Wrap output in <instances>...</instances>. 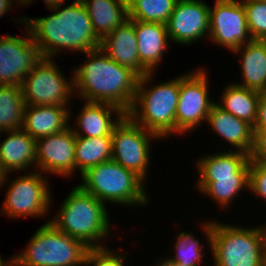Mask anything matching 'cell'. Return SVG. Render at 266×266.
<instances>
[{
	"mask_svg": "<svg viewBox=\"0 0 266 266\" xmlns=\"http://www.w3.org/2000/svg\"><path fill=\"white\" fill-rule=\"evenodd\" d=\"M197 181H216V178H249L250 156L244 152L228 150L201 156L195 164Z\"/></svg>",
	"mask_w": 266,
	"mask_h": 266,
	"instance_id": "obj_18",
	"label": "cell"
},
{
	"mask_svg": "<svg viewBox=\"0 0 266 266\" xmlns=\"http://www.w3.org/2000/svg\"><path fill=\"white\" fill-rule=\"evenodd\" d=\"M43 1L49 10V9L54 8V7L65 5L66 0H43Z\"/></svg>",
	"mask_w": 266,
	"mask_h": 266,
	"instance_id": "obj_37",
	"label": "cell"
},
{
	"mask_svg": "<svg viewBox=\"0 0 266 266\" xmlns=\"http://www.w3.org/2000/svg\"><path fill=\"white\" fill-rule=\"evenodd\" d=\"M140 64L149 72L155 73L163 61L164 53L171 42L165 24L134 20ZM166 50V51H165Z\"/></svg>",
	"mask_w": 266,
	"mask_h": 266,
	"instance_id": "obj_20",
	"label": "cell"
},
{
	"mask_svg": "<svg viewBox=\"0 0 266 266\" xmlns=\"http://www.w3.org/2000/svg\"><path fill=\"white\" fill-rule=\"evenodd\" d=\"M87 60L72 71L74 96L85 102L109 103L127 113L140 76L109 58L100 48L85 53Z\"/></svg>",
	"mask_w": 266,
	"mask_h": 266,
	"instance_id": "obj_1",
	"label": "cell"
},
{
	"mask_svg": "<svg viewBox=\"0 0 266 266\" xmlns=\"http://www.w3.org/2000/svg\"><path fill=\"white\" fill-rule=\"evenodd\" d=\"M171 42L192 45L210 31V5L203 0H178L166 23Z\"/></svg>",
	"mask_w": 266,
	"mask_h": 266,
	"instance_id": "obj_15",
	"label": "cell"
},
{
	"mask_svg": "<svg viewBox=\"0 0 266 266\" xmlns=\"http://www.w3.org/2000/svg\"><path fill=\"white\" fill-rule=\"evenodd\" d=\"M178 0H136L128 7V19L157 22H168Z\"/></svg>",
	"mask_w": 266,
	"mask_h": 266,
	"instance_id": "obj_30",
	"label": "cell"
},
{
	"mask_svg": "<svg viewBox=\"0 0 266 266\" xmlns=\"http://www.w3.org/2000/svg\"><path fill=\"white\" fill-rule=\"evenodd\" d=\"M196 188L216 202L220 209H229L230 204L244 190H249V178H216V181H197ZM242 190V191H241Z\"/></svg>",
	"mask_w": 266,
	"mask_h": 266,
	"instance_id": "obj_27",
	"label": "cell"
},
{
	"mask_svg": "<svg viewBox=\"0 0 266 266\" xmlns=\"http://www.w3.org/2000/svg\"><path fill=\"white\" fill-rule=\"evenodd\" d=\"M253 132V148L249 155L250 162H261L266 164V130Z\"/></svg>",
	"mask_w": 266,
	"mask_h": 266,
	"instance_id": "obj_34",
	"label": "cell"
},
{
	"mask_svg": "<svg viewBox=\"0 0 266 266\" xmlns=\"http://www.w3.org/2000/svg\"><path fill=\"white\" fill-rule=\"evenodd\" d=\"M76 135L71 126L62 132L36 139V170L47 175L72 178L76 173Z\"/></svg>",
	"mask_w": 266,
	"mask_h": 266,
	"instance_id": "obj_14",
	"label": "cell"
},
{
	"mask_svg": "<svg viewBox=\"0 0 266 266\" xmlns=\"http://www.w3.org/2000/svg\"><path fill=\"white\" fill-rule=\"evenodd\" d=\"M49 221L61 232L84 242L89 248L105 247L112 233L107 207L79 185L72 188ZM104 242V243H103Z\"/></svg>",
	"mask_w": 266,
	"mask_h": 266,
	"instance_id": "obj_4",
	"label": "cell"
},
{
	"mask_svg": "<svg viewBox=\"0 0 266 266\" xmlns=\"http://www.w3.org/2000/svg\"><path fill=\"white\" fill-rule=\"evenodd\" d=\"M15 3L13 0H0V18L8 12Z\"/></svg>",
	"mask_w": 266,
	"mask_h": 266,
	"instance_id": "obj_36",
	"label": "cell"
},
{
	"mask_svg": "<svg viewBox=\"0 0 266 266\" xmlns=\"http://www.w3.org/2000/svg\"><path fill=\"white\" fill-rule=\"evenodd\" d=\"M10 258L11 259L7 258L6 260H4V258H2L1 255H0V266H13V264H14V256H12Z\"/></svg>",
	"mask_w": 266,
	"mask_h": 266,
	"instance_id": "obj_38",
	"label": "cell"
},
{
	"mask_svg": "<svg viewBox=\"0 0 266 266\" xmlns=\"http://www.w3.org/2000/svg\"><path fill=\"white\" fill-rule=\"evenodd\" d=\"M70 109L68 105H25L22 129L34 139L62 132L70 126Z\"/></svg>",
	"mask_w": 266,
	"mask_h": 266,
	"instance_id": "obj_21",
	"label": "cell"
},
{
	"mask_svg": "<svg viewBox=\"0 0 266 266\" xmlns=\"http://www.w3.org/2000/svg\"><path fill=\"white\" fill-rule=\"evenodd\" d=\"M6 174L4 173L3 169H2V164L0 161V180L5 176Z\"/></svg>",
	"mask_w": 266,
	"mask_h": 266,
	"instance_id": "obj_42",
	"label": "cell"
},
{
	"mask_svg": "<svg viewBox=\"0 0 266 266\" xmlns=\"http://www.w3.org/2000/svg\"><path fill=\"white\" fill-rule=\"evenodd\" d=\"M88 250L84 242L47 221L36 230L25 249L14 255L13 266H85Z\"/></svg>",
	"mask_w": 266,
	"mask_h": 266,
	"instance_id": "obj_7",
	"label": "cell"
},
{
	"mask_svg": "<svg viewBox=\"0 0 266 266\" xmlns=\"http://www.w3.org/2000/svg\"><path fill=\"white\" fill-rule=\"evenodd\" d=\"M210 6L208 38L230 52L253 40L241 0H216Z\"/></svg>",
	"mask_w": 266,
	"mask_h": 266,
	"instance_id": "obj_13",
	"label": "cell"
},
{
	"mask_svg": "<svg viewBox=\"0 0 266 266\" xmlns=\"http://www.w3.org/2000/svg\"><path fill=\"white\" fill-rule=\"evenodd\" d=\"M266 200V164L261 162H250L249 190Z\"/></svg>",
	"mask_w": 266,
	"mask_h": 266,
	"instance_id": "obj_33",
	"label": "cell"
},
{
	"mask_svg": "<svg viewBox=\"0 0 266 266\" xmlns=\"http://www.w3.org/2000/svg\"><path fill=\"white\" fill-rule=\"evenodd\" d=\"M112 137H82L76 136L75 163L80 175L89 168L111 160Z\"/></svg>",
	"mask_w": 266,
	"mask_h": 266,
	"instance_id": "obj_26",
	"label": "cell"
},
{
	"mask_svg": "<svg viewBox=\"0 0 266 266\" xmlns=\"http://www.w3.org/2000/svg\"><path fill=\"white\" fill-rule=\"evenodd\" d=\"M115 118H114V116ZM126 115L118 106L109 103L86 102L71 126L76 136H111L113 128ZM113 116V117H112Z\"/></svg>",
	"mask_w": 266,
	"mask_h": 266,
	"instance_id": "obj_17",
	"label": "cell"
},
{
	"mask_svg": "<svg viewBox=\"0 0 266 266\" xmlns=\"http://www.w3.org/2000/svg\"><path fill=\"white\" fill-rule=\"evenodd\" d=\"M111 137V159L147 182L146 176L152 158L151 142L161 138L133 122L127 115L113 128Z\"/></svg>",
	"mask_w": 266,
	"mask_h": 266,
	"instance_id": "obj_11",
	"label": "cell"
},
{
	"mask_svg": "<svg viewBox=\"0 0 266 266\" xmlns=\"http://www.w3.org/2000/svg\"><path fill=\"white\" fill-rule=\"evenodd\" d=\"M31 171L10 179L0 209L2 215L12 219L25 217L35 219L49 215V210L52 208V194L48 175L37 170Z\"/></svg>",
	"mask_w": 266,
	"mask_h": 266,
	"instance_id": "obj_8",
	"label": "cell"
},
{
	"mask_svg": "<svg viewBox=\"0 0 266 266\" xmlns=\"http://www.w3.org/2000/svg\"><path fill=\"white\" fill-rule=\"evenodd\" d=\"M3 133L7 136L0 141V161L6 174L0 180V189L2 190L4 185L7 186L6 181L9 180L10 174L16 171L26 172V169L29 170L31 166V169L36 171V139L23 129L4 131Z\"/></svg>",
	"mask_w": 266,
	"mask_h": 266,
	"instance_id": "obj_16",
	"label": "cell"
},
{
	"mask_svg": "<svg viewBox=\"0 0 266 266\" xmlns=\"http://www.w3.org/2000/svg\"><path fill=\"white\" fill-rule=\"evenodd\" d=\"M206 123H209L211 129L234 148L230 147L228 150L236 149L250 155L254 132L249 123L228 113L217 102L211 107Z\"/></svg>",
	"mask_w": 266,
	"mask_h": 266,
	"instance_id": "obj_22",
	"label": "cell"
},
{
	"mask_svg": "<svg viewBox=\"0 0 266 266\" xmlns=\"http://www.w3.org/2000/svg\"><path fill=\"white\" fill-rule=\"evenodd\" d=\"M117 252V253H116ZM105 247L89 248L86 255L85 266H125V255L118 250Z\"/></svg>",
	"mask_w": 266,
	"mask_h": 266,
	"instance_id": "obj_32",
	"label": "cell"
},
{
	"mask_svg": "<svg viewBox=\"0 0 266 266\" xmlns=\"http://www.w3.org/2000/svg\"><path fill=\"white\" fill-rule=\"evenodd\" d=\"M266 130V92L260 94L258 102L257 119L253 126V131Z\"/></svg>",
	"mask_w": 266,
	"mask_h": 266,
	"instance_id": "obj_35",
	"label": "cell"
},
{
	"mask_svg": "<svg viewBox=\"0 0 266 266\" xmlns=\"http://www.w3.org/2000/svg\"><path fill=\"white\" fill-rule=\"evenodd\" d=\"M249 32L254 40H266V0H241Z\"/></svg>",
	"mask_w": 266,
	"mask_h": 266,
	"instance_id": "obj_31",
	"label": "cell"
},
{
	"mask_svg": "<svg viewBox=\"0 0 266 266\" xmlns=\"http://www.w3.org/2000/svg\"><path fill=\"white\" fill-rule=\"evenodd\" d=\"M203 221L201 230L211 249L213 266H264L266 223L245 228L226 222Z\"/></svg>",
	"mask_w": 266,
	"mask_h": 266,
	"instance_id": "obj_3",
	"label": "cell"
},
{
	"mask_svg": "<svg viewBox=\"0 0 266 266\" xmlns=\"http://www.w3.org/2000/svg\"><path fill=\"white\" fill-rule=\"evenodd\" d=\"M63 6L49 9L52 14L45 17L29 19L25 16V25L40 47L43 57H56L59 51L62 54V50L85 54L99 48L101 40L94 32L82 1L74 0L66 7Z\"/></svg>",
	"mask_w": 266,
	"mask_h": 266,
	"instance_id": "obj_2",
	"label": "cell"
},
{
	"mask_svg": "<svg viewBox=\"0 0 266 266\" xmlns=\"http://www.w3.org/2000/svg\"><path fill=\"white\" fill-rule=\"evenodd\" d=\"M155 73L140 77L137 92L126 115L162 140L175 134V115L179 99V77L159 84L150 82ZM151 84V85H149ZM148 86V87H147Z\"/></svg>",
	"mask_w": 266,
	"mask_h": 266,
	"instance_id": "obj_5",
	"label": "cell"
},
{
	"mask_svg": "<svg viewBox=\"0 0 266 266\" xmlns=\"http://www.w3.org/2000/svg\"><path fill=\"white\" fill-rule=\"evenodd\" d=\"M3 132H4V131L0 128V135H2ZM0 138H1V136H0Z\"/></svg>",
	"mask_w": 266,
	"mask_h": 266,
	"instance_id": "obj_44",
	"label": "cell"
},
{
	"mask_svg": "<svg viewBox=\"0 0 266 266\" xmlns=\"http://www.w3.org/2000/svg\"><path fill=\"white\" fill-rule=\"evenodd\" d=\"M25 102L21 86L0 85V128L22 129Z\"/></svg>",
	"mask_w": 266,
	"mask_h": 266,
	"instance_id": "obj_28",
	"label": "cell"
},
{
	"mask_svg": "<svg viewBox=\"0 0 266 266\" xmlns=\"http://www.w3.org/2000/svg\"><path fill=\"white\" fill-rule=\"evenodd\" d=\"M16 19L23 23L27 36H0V85L21 86L26 75L44 58L25 25V16Z\"/></svg>",
	"mask_w": 266,
	"mask_h": 266,
	"instance_id": "obj_12",
	"label": "cell"
},
{
	"mask_svg": "<svg viewBox=\"0 0 266 266\" xmlns=\"http://www.w3.org/2000/svg\"><path fill=\"white\" fill-rule=\"evenodd\" d=\"M109 58L128 67L140 77L149 73L139 62L134 20L128 19L100 41L99 47Z\"/></svg>",
	"mask_w": 266,
	"mask_h": 266,
	"instance_id": "obj_19",
	"label": "cell"
},
{
	"mask_svg": "<svg viewBox=\"0 0 266 266\" xmlns=\"http://www.w3.org/2000/svg\"><path fill=\"white\" fill-rule=\"evenodd\" d=\"M199 237L195 238L194 233L181 231L177 233L173 251L174 256L163 257L162 260H158L159 263H181L184 265L201 266L205 261V250H203V242H200ZM168 258V259H167Z\"/></svg>",
	"mask_w": 266,
	"mask_h": 266,
	"instance_id": "obj_29",
	"label": "cell"
},
{
	"mask_svg": "<svg viewBox=\"0 0 266 266\" xmlns=\"http://www.w3.org/2000/svg\"><path fill=\"white\" fill-rule=\"evenodd\" d=\"M81 178L82 184L78 185L105 205L108 202L133 208L150 203V196L144 186L146 182L112 159L89 168Z\"/></svg>",
	"mask_w": 266,
	"mask_h": 266,
	"instance_id": "obj_6",
	"label": "cell"
},
{
	"mask_svg": "<svg viewBox=\"0 0 266 266\" xmlns=\"http://www.w3.org/2000/svg\"><path fill=\"white\" fill-rule=\"evenodd\" d=\"M15 1V4H17L16 6L18 7V6H28V5H30L31 3H33L34 2V0H13V2Z\"/></svg>",
	"mask_w": 266,
	"mask_h": 266,
	"instance_id": "obj_39",
	"label": "cell"
},
{
	"mask_svg": "<svg viewBox=\"0 0 266 266\" xmlns=\"http://www.w3.org/2000/svg\"><path fill=\"white\" fill-rule=\"evenodd\" d=\"M155 265L156 266H191V265H184L181 263H158V262H155Z\"/></svg>",
	"mask_w": 266,
	"mask_h": 266,
	"instance_id": "obj_40",
	"label": "cell"
},
{
	"mask_svg": "<svg viewBox=\"0 0 266 266\" xmlns=\"http://www.w3.org/2000/svg\"><path fill=\"white\" fill-rule=\"evenodd\" d=\"M96 36L102 40L128 20V8L120 0H81Z\"/></svg>",
	"mask_w": 266,
	"mask_h": 266,
	"instance_id": "obj_24",
	"label": "cell"
},
{
	"mask_svg": "<svg viewBox=\"0 0 266 266\" xmlns=\"http://www.w3.org/2000/svg\"><path fill=\"white\" fill-rule=\"evenodd\" d=\"M240 55L242 82L236 85L266 92V40H251L233 51Z\"/></svg>",
	"mask_w": 266,
	"mask_h": 266,
	"instance_id": "obj_23",
	"label": "cell"
},
{
	"mask_svg": "<svg viewBox=\"0 0 266 266\" xmlns=\"http://www.w3.org/2000/svg\"><path fill=\"white\" fill-rule=\"evenodd\" d=\"M222 92L220 103L218 101L217 104L253 127L257 119L261 92L236 85L234 82L227 84Z\"/></svg>",
	"mask_w": 266,
	"mask_h": 266,
	"instance_id": "obj_25",
	"label": "cell"
},
{
	"mask_svg": "<svg viewBox=\"0 0 266 266\" xmlns=\"http://www.w3.org/2000/svg\"><path fill=\"white\" fill-rule=\"evenodd\" d=\"M207 69H194L179 76V99L175 115V135L187 134L207 122L215 103L209 97Z\"/></svg>",
	"mask_w": 266,
	"mask_h": 266,
	"instance_id": "obj_9",
	"label": "cell"
},
{
	"mask_svg": "<svg viewBox=\"0 0 266 266\" xmlns=\"http://www.w3.org/2000/svg\"><path fill=\"white\" fill-rule=\"evenodd\" d=\"M54 59L44 57L24 78L21 89L25 105H71L73 75L67 79Z\"/></svg>",
	"mask_w": 266,
	"mask_h": 266,
	"instance_id": "obj_10",
	"label": "cell"
},
{
	"mask_svg": "<svg viewBox=\"0 0 266 266\" xmlns=\"http://www.w3.org/2000/svg\"><path fill=\"white\" fill-rule=\"evenodd\" d=\"M127 8L132 5L136 0H120Z\"/></svg>",
	"mask_w": 266,
	"mask_h": 266,
	"instance_id": "obj_41",
	"label": "cell"
},
{
	"mask_svg": "<svg viewBox=\"0 0 266 266\" xmlns=\"http://www.w3.org/2000/svg\"><path fill=\"white\" fill-rule=\"evenodd\" d=\"M264 266H266V249H265V260H264Z\"/></svg>",
	"mask_w": 266,
	"mask_h": 266,
	"instance_id": "obj_43",
	"label": "cell"
}]
</instances>
